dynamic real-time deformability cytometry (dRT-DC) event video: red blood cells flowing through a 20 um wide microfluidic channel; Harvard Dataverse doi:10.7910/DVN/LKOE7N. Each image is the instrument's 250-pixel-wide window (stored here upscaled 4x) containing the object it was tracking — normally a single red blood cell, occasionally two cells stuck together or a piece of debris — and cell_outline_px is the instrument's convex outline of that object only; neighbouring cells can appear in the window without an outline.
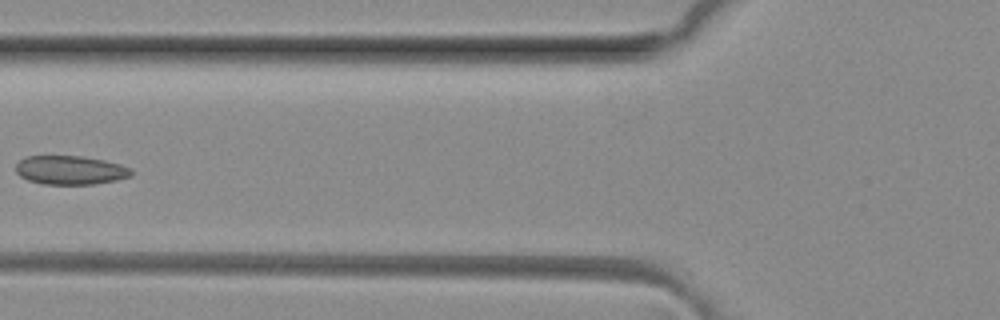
{"species": "common noctule bat (a hibernating species)", "species_latin": "Nyctalus noctula", "temperature_condition": "room temperature", "stored_images_in_passage": 6, "camera_frame_rate_fps": 3000, "um_per_image_px": 0.085, "animal": {"sex": "female", "body_mass_g": 29.2, "forearm_length_mm": 56.3}, "frame": {"image": 1, "passage_image": 6, "time_ms": 1.667, "image_size_px": [1000, 320], "cell_outline_px": [[132, 176], [116, 180], [92, 184], [44, 184], [28, 180], [20, 176], [16, 172], [16, 164], [20, 160], [28, 156], [80, 156], [104, 160], [120, 164], [132, 168]], "centroid_in_image_um": [5.99, 14.46], "position_along_channel_um": 119.8, "area_um2": 19.36}}